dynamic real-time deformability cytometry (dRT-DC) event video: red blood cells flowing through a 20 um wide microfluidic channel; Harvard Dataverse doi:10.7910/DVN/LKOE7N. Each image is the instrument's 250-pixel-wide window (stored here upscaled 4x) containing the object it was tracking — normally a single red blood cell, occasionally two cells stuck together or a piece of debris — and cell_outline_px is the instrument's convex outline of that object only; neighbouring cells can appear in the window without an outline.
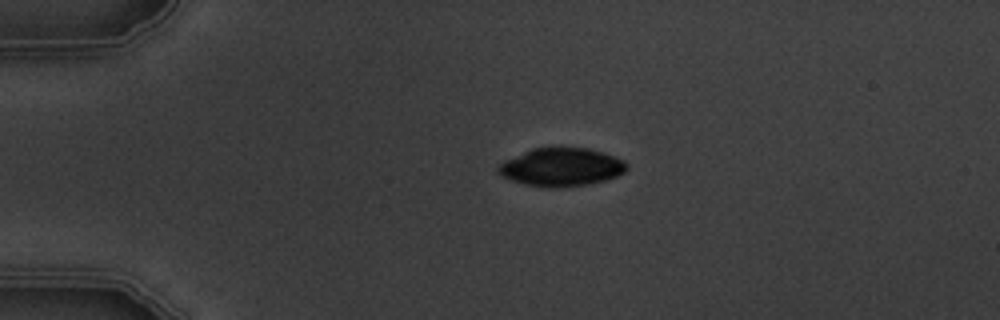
{"species": "common noctule bat (a hibernating species)", "species_latin": "Nyctalus noctula", "temperature_condition": "warm", "stored_images_in_passage": 2, "camera_frame_rate_fps": 3000, "um_per_image_px": 0.085, "animal": {"sex": "male", "body_mass_g": 19.5, "forearm_length_mm": 54.6}, "frame": {"image": 1, "passage_image": 1, "time_ms": 0.0, "image_size_px": [1000, 320], "cell_outline_px": [[628, 168], [624, 172], [616, 176], [604, 180], [588, 184], [556, 188], [552, 188], [524, 184], [500, 176], [496, 172], [496, 168], [504, 160], [532, 148], [556, 144], [588, 148], [604, 152], [624, 160], [628, 164]], "centroid_in_image_um": [47.69, 14.16], "position_along_channel_um": 37.3, "area_um2": 29.48}}